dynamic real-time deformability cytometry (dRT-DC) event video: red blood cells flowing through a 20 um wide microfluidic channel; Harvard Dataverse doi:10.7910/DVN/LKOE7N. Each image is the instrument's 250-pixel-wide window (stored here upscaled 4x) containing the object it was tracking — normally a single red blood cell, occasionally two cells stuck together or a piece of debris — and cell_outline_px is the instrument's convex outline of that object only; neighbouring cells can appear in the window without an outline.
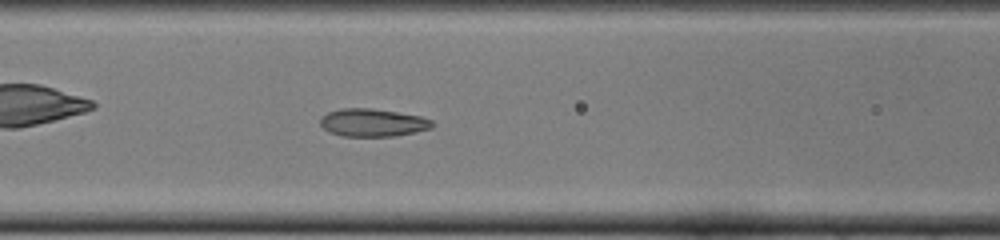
{"species": "common noctule bat (a hibernating species)", "species_latin": "Nyctalus noctula", "temperature_condition": "cold", "stored_images_in_passage": 39, "camera_frame_rate_fps": 3000, "um_per_image_px": 0.085, "animal": {"sex": "female", "body_mass_g": 22.0, "forearm_length_mm": 56.7}, "frame": {"image": 1, "passage_image": 11, "time_ms": 3.333, "image_size_px": [1000, 240], "cell_outline_px": [[436, 124], [432, 128], [416, 132], [392, 136], [340, 136], [328, 132], [320, 124], [320, 116], [328, 112], [340, 108], [372, 108], [420, 116], [432, 120]], "centroid_in_image_um": [31.67, 10.42], "position_along_channel_um": 134.9, "area_um2": 18.32}}
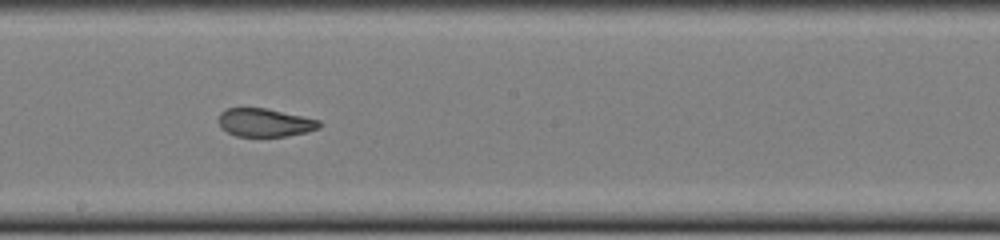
{"frame": {"image": 2, "passage_image": 18, "time_ms": 5.667, "image_size_px": [1000, 240], "cell_outline_px": [[320, 128], [308, 132], [284, 136], [236, 136], [220, 128], [220, 112], [228, 108], [268, 108], [320, 120]], "centroid_in_image_um": [22.53, 10.41], "position_along_channel_um": 225.7, "area_um2": 16.53}}
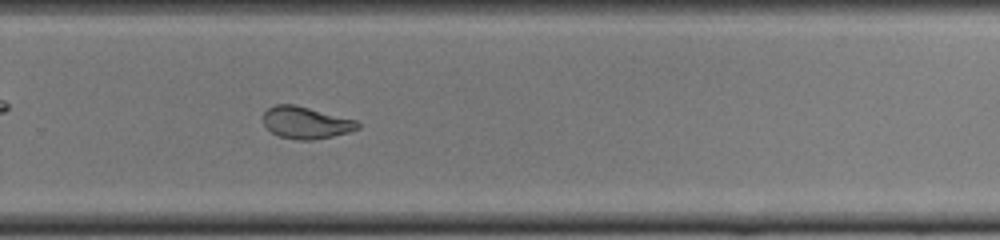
{"frame": {"image": 3, "passage_image": 24, "time_ms": 7.667, "image_size_px": [1000, 240], "cell_outline_px": [[360, 128], [348, 132], [332, 136], [312, 140], [300, 140], [280, 136], [272, 132], [264, 124], [264, 112], [268, 108], [276, 104], [296, 104], [356, 120], [360, 124]], "centroid_in_image_um": [26.01, 10.41], "position_along_channel_um": 303.8, "area_um2": 17.51}}